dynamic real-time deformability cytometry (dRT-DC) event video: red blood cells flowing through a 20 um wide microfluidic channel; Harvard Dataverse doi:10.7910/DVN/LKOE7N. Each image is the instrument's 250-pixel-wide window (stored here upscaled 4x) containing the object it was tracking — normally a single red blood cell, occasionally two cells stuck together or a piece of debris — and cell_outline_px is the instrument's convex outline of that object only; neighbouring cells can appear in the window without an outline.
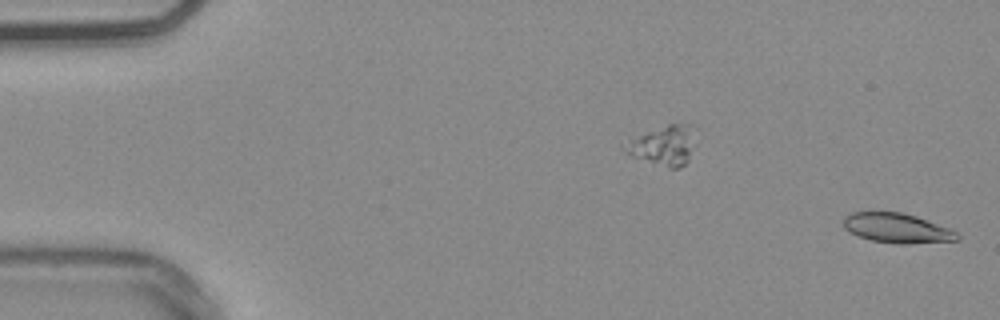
{"species": "common noctule bat (a hibernating species)", "species_latin": "Nyctalus noctula", "temperature_condition": "warm", "stored_images_in_passage": 53, "camera_frame_rate_fps": 3000, "um_per_image_px": 0.085, "animal": {"sex": "male", "body_mass_g": 20.4}, "frame": {"image": 1, "passage_image": 1, "time_ms": 0.0, "image_size_px": [1000, 320], "cell_outline_px": [[960, 240], [908, 244], [900, 244], [872, 240], [856, 236], [848, 232], [844, 228], [844, 216], [852, 212], [900, 212], [916, 216], [948, 228], [956, 232], [960, 236]], "centroid_in_image_um": [76.22, 19.4], "position_along_channel_um": 8.8, "area_um2": 19.65}}
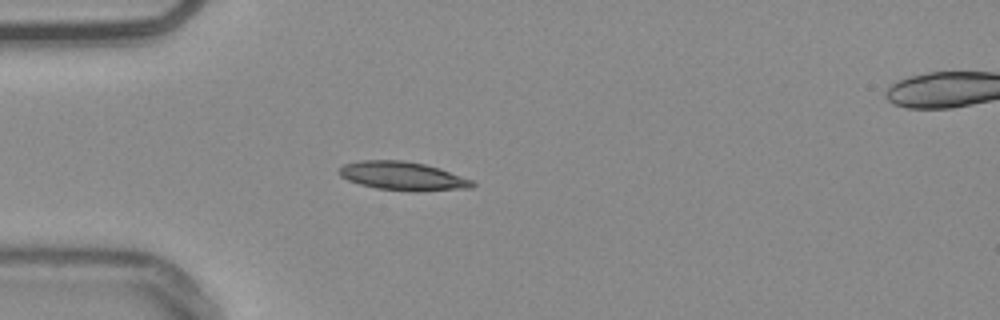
{"frame": {"image": 2, "passage_image": 15, "time_ms": 4.667, "image_size_px": [1000, 320], "cell_outline_px": [[476, 184], [472, 188], [420, 192], [412, 192], [376, 188], [360, 184], [348, 180], [340, 176], [336, 172], [344, 164], [360, 160], [404, 160], [424, 164], [440, 168], [472, 180]], "centroid_in_image_um": [34.24, 14.97], "position_along_channel_um": 50.8, "area_um2": 22.48}}
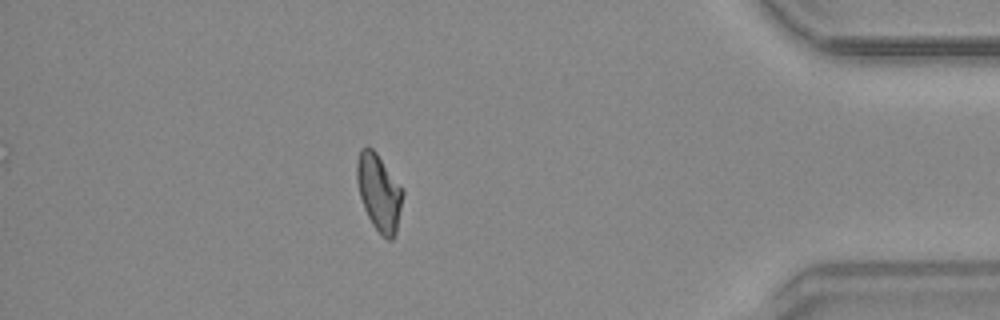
{"frame": {"image": 3, "passage_image": 47, "time_ms": 15.333, "image_size_px": [1000, 320], "cell_outline_px": [[404, 192], [396, 232], [392, 240], [388, 240], [372, 224], [364, 208], [360, 196], [356, 180], [356, 164], [360, 148], [364, 144], [368, 144], [376, 152], [404, 188]], "centroid_in_image_um": [32.21, 16.28], "position_along_channel_um": 403.0, "area_um2": 20.75}, "authors_computed_cell_mechanics": {"area_um2": 20.3456, "velocity_mm_per_s": 3.7966, "shape_relaxation_time_tau1_ms": null, "shape_relaxation_time_tau2_ms": 6.539, "deformation_change_tau1": null, "deformation_change_tau2": 0.1333}}